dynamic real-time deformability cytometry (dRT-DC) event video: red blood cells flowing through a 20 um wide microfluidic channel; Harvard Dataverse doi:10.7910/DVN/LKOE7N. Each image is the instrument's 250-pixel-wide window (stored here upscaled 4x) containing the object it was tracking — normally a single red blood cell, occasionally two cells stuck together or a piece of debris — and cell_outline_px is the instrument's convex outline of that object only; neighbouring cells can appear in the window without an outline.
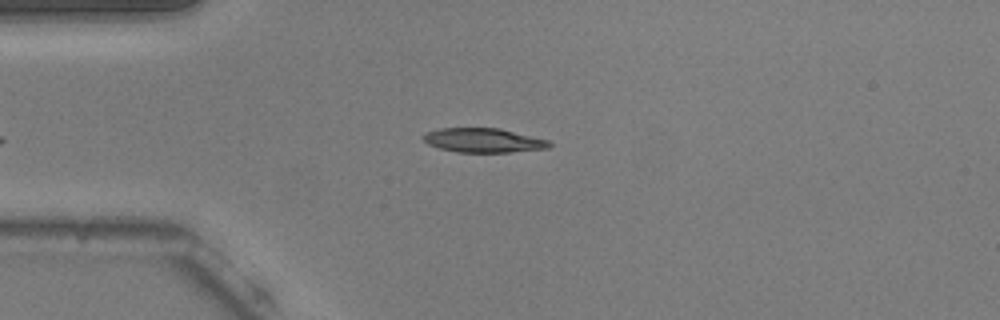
{"species": "common noctule bat (a hibernating species)", "species_latin": "Nyctalus noctula", "temperature_condition": "warm", "stored_images_in_passage": 37, "camera_frame_rate_fps": 3000, "um_per_image_px": 0.085, "animal": {"sex": "male", "body_mass_g": 20.5, "forearm_length_mm": 52.5}, "frame": {"image": 1, "passage_image": 2, "time_ms": 0.333, "image_size_px": [1000, 320], "cell_outline_px": [[552, 144], [548, 148], [512, 152], [456, 152], [440, 148], [428, 144], [424, 140], [424, 136], [428, 132], [440, 128], [500, 128], [548, 140]], "centroid_in_image_um": [41.12, 11.93], "position_along_channel_um": 43.9, "area_um2": 17.63}}
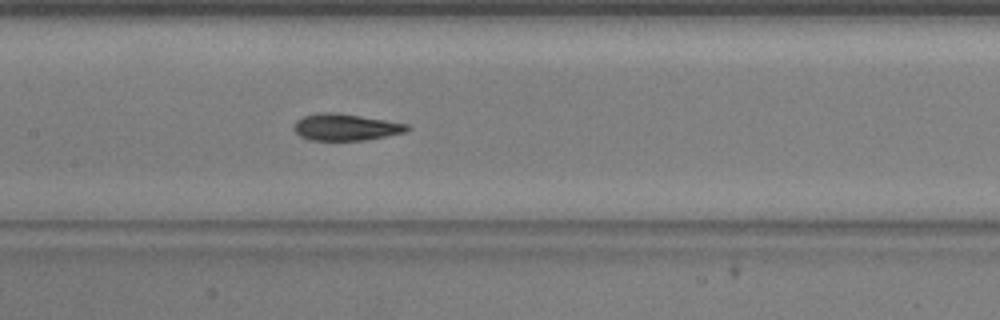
{"frame": {"image": 2, "passage_image": 14, "time_ms": 4.333, "image_size_px": [1000, 320], "cell_outline_px": [[412, 128], [404, 132], [364, 140], [308, 140], [300, 136], [292, 128], [292, 124], [296, 120], [304, 116], [320, 112], [336, 112], [408, 124]], "centroid_in_image_um": [29.32, 10.8], "position_along_channel_um": 178.1, "area_um2": 17.57}}
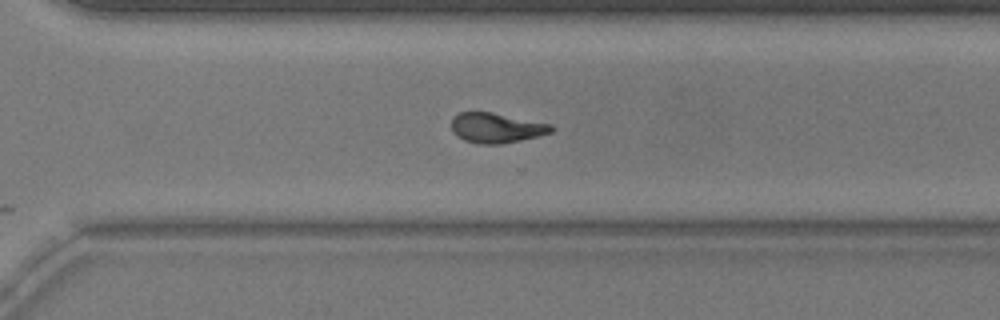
{"frame": {"image": 3, "passage_image": 26, "time_ms": 8.333, "image_size_px": [1000, 320], "cell_outline_px": [[556, 128], [552, 132], [540, 136], [500, 144], [480, 144], [464, 140], [456, 136], [452, 132], [452, 116], [460, 112], [492, 112], [552, 124]], "centroid_in_image_um": [42.2, 10.87], "position_along_channel_um": 328.4, "area_um2": 17.63}, "authors_computed_cell_mechanics": {"area_um2": 17.34, "velocity_mm_per_s": 3.7689, "shape_relaxation_time_tau1_ms": 3.3586, "shape_relaxation_time_tau2_ms": 1.7506, "deformation_change_tau1": 0.1331, "deformation_change_tau2": 0.0654}}